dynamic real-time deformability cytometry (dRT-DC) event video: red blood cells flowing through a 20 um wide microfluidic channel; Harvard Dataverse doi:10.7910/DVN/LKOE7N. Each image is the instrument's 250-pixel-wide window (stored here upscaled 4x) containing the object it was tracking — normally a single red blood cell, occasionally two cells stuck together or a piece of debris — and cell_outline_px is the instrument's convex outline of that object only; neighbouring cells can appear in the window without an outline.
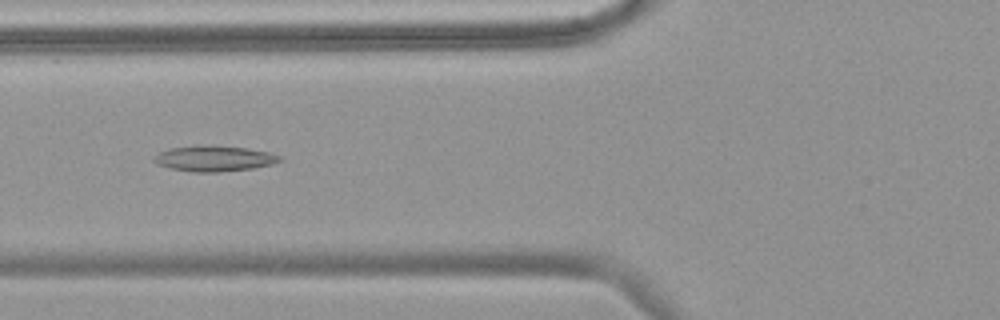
{"species": "common noctule bat (a hibernating species)", "species_latin": "Nyctalus noctula", "temperature_condition": "warm", "stored_images_in_passage": 52, "camera_frame_rate_fps": 3000, "um_per_image_px": 0.085, "animal": {"sex": "female", "body_mass_g": 18.4}, "frame": {"image": 1, "passage_image": 18, "time_ms": 5.667, "image_size_px": [1000, 320], "cell_outline_px": [[284, 160], [272, 164], [252, 168], [216, 172], [192, 172], [172, 168], [156, 164], [152, 160], [160, 152], [168, 148], [248, 148], [268, 152], [280, 156]], "centroid_in_image_um": [18.24, 13.52], "position_along_channel_um": 107.6, "area_um2": 17.69}}
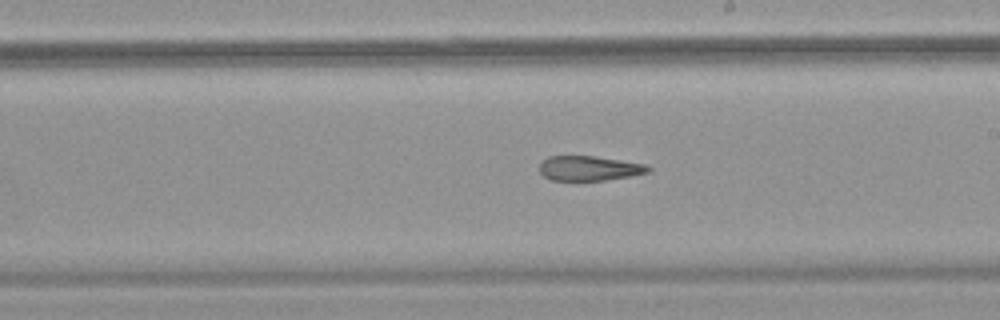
{"frame": {"image": 2, "passage_image": 29, "time_ms": 9.333, "image_size_px": [1000, 320], "cell_outline_px": [[652, 168], [648, 172], [632, 176], [604, 180], [552, 180], [544, 176], [540, 172], [540, 164], [548, 156], [592, 156], [620, 160], [644, 164]], "centroid_in_image_um": [50.08, 14.3], "position_along_channel_um": 238.9, "area_um2": 15.49}}
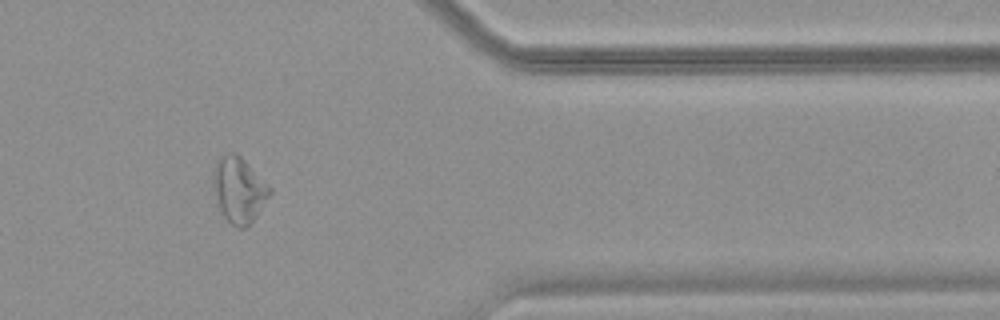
{"frame": {"image": 3, "passage_image": 43, "time_ms": 14.0, "image_size_px": [1000, 320], "cell_outline_px": [[272, 192], [256, 216], [244, 228], [236, 228], [224, 216], [220, 208], [212, 184], [212, 176], [216, 160], [220, 156], [228, 152], [236, 152], [272, 188]], "centroid_in_image_um": [20.3, 16.1], "position_along_channel_um": 391.1, "area_um2": 21.39}, "authors_computed_cell_mechanics": {"area_um2": 19.7387, "velocity_mm_per_s": 3.5951, "shape_relaxation_time_tau1_ms": null, "shape_relaxation_time_tau2_ms": 5.8643, "deformation_change_tau1": null, "deformation_change_tau2": 0.1751}}